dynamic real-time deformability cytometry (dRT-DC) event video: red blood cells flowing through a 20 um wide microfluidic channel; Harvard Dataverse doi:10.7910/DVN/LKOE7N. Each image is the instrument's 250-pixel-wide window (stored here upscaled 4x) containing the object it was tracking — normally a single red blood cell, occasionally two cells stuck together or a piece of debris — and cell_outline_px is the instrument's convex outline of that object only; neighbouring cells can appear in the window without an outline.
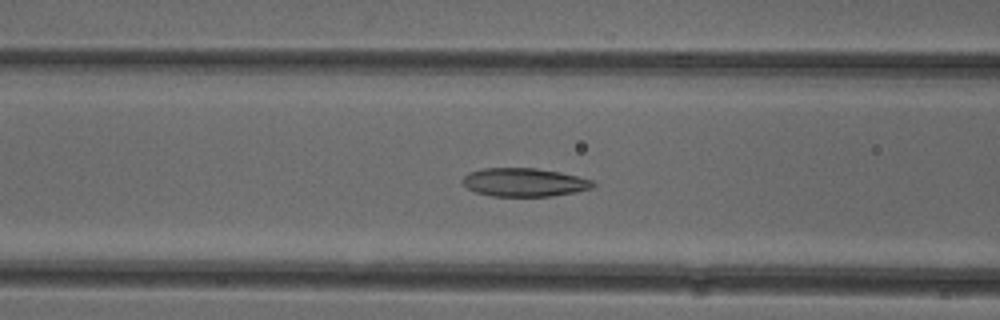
{"species": "common noctule bat (a hibernating species)", "species_latin": "Nyctalus noctula", "temperature_condition": "cold", "stored_images_in_passage": 52, "camera_frame_rate_fps": 3000, "um_per_image_px": 0.085, "animal": {"sex": "female"}, "frame": {"image": 1, "passage_image": 21, "time_ms": 6.667, "image_size_px": [1000, 320], "cell_outline_px": [[596, 184], [592, 188], [576, 192], [552, 196], [492, 196], [476, 192], [468, 188], [460, 180], [468, 172], [484, 168], [536, 168], [560, 172], [592, 180]], "centroid_in_image_um": [44.55, 15.49], "position_along_channel_um": 122.0, "area_um2": 21.62}}
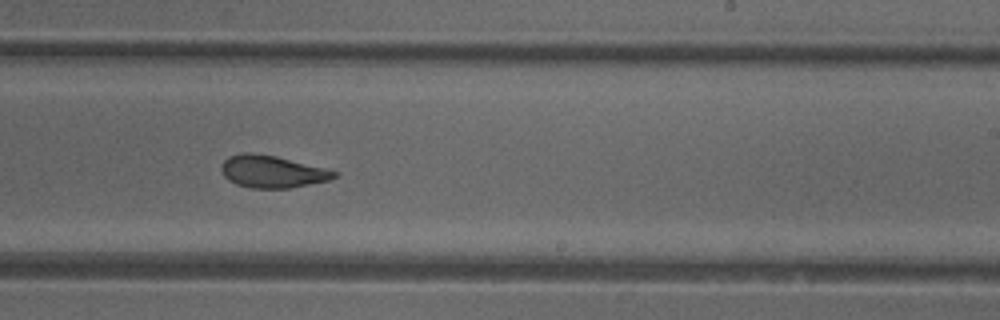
{"frame": {"image": 2, "passage_image": 32, "time_ms": 10.333, "image_size_px": [1000, 320], "cell_outline_px": [[340, 172], [336, 176], [328, 180], [288, 188], [252, 188], [236, 184], [228, 180], [224, 176], [220, 168], [220, 164], [228, 156], [244, 152], [248, 152], [276, 156]], "centroid_in_image_um": [23.08, 14.58], "position_along_channel_um": 265.9, "area_um2": 21.1}}
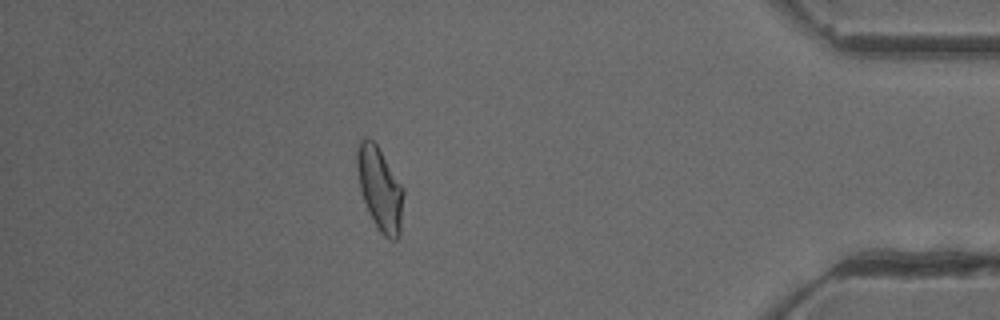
{"frame": {"image": 3, "passage_image": 46, "time_ms": 15.0, "image_size_px": [1000, 320], "cell_outline_px": [[404, 196], [400, 236], [396, 240], [392, 240], [384, 236], [376, 228], [364, 200], [360, 188], [356, 168], [356, 148], [360, 140], [364, 136], [368, 136], [376, 144], [404, 188]], "centroid_in_image_um": [32.29, 16.04], "position_along_channel_um": 402.9, "area_um2": 22.77}, "authors_computed_cell_mechanics": {"area_um2": 22.6576, "velocity_mm_per_s": 3.9295, "shape_relaxation_time_tau1_ms": 5.7616, "shape_relaxation_time_tau2_ms": 2.0204, "deformation_change_tau1": 0.1546, "deformation_change_tau2": 0.0796}}